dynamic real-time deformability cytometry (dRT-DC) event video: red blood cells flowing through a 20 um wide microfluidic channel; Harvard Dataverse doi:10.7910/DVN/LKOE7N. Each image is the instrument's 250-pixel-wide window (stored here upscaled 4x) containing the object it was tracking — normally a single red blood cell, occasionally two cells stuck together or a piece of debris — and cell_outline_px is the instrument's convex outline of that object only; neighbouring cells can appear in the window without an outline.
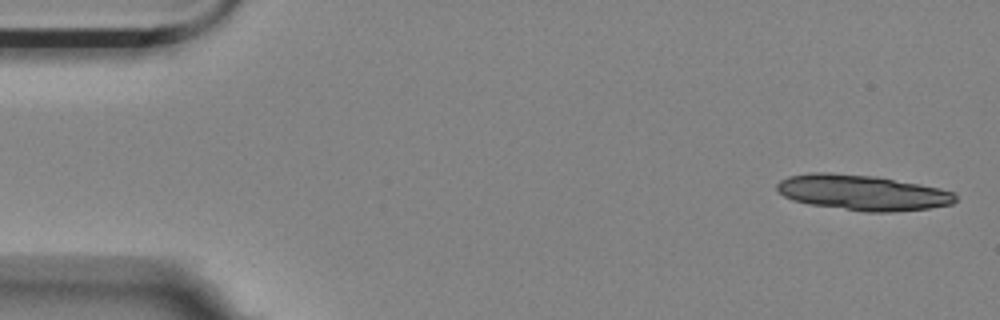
{"species": "Egyptian fruit bat (a non-hibernating species)", "species_latin": "Rousettus aegyptiacus", "temperature_condition": "room temperature", "stored_images_in_passage": 6, "camera_frame_rate_fps": 3000, "um_per_image_px": 0.085, "animal": {"sex": "female"}, "frame": {"image": 1, "passage_image": 1, "time_ms": 0.0, "image_size_px": [1000, 320], "cell_outline_px": [[956, 200], [952, 204], [928, 208], [892, 212], [868, 212], [808, 204], [792, 200], [784, 196], [776, 188], [776, 184], [780, 180], [788, 176], [812, 172], [832, 172], [876, 176], [920, 184], [940, 188], [952, 192], [956, 196]], "centroid_in_image_um": [73.28, 16.36], "position_along_channel_um": 11.7, "area_um2": 36.93}}